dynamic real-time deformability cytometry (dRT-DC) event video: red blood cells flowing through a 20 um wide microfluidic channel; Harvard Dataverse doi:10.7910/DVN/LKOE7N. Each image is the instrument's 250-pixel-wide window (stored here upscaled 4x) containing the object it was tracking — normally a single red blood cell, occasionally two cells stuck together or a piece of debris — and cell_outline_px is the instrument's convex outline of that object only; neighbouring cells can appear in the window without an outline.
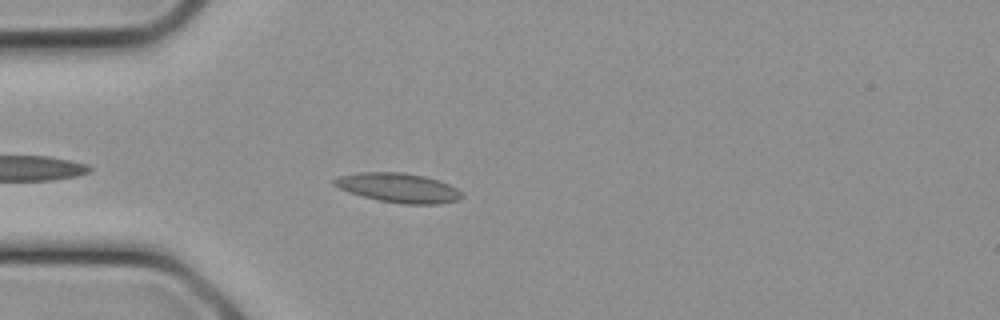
{"species": "common noctule bat (a hibernating species)", "species_latin": "Nyctalus noctula", "temperature_condition": "cold", "stored_images_in_passage": 9, "camera_frame_rate_fps": 3000, "um_per_image_px": 0.085, "animal": {"sex": "female", "body_mass_g": 21.9}, "frame": {"image": 1, "passage_image": 7, "time_ms": 2.0, "image_size_px": [1000, 320], "cell_outline_px": [[464, 196], [460, 200], [440, 204], [400, 204], [380, 200], [348, 192], [332, 184], [332, 180], [336, 176], [360, 172], [404, 172], [424, 176], [448, 184], [456, 188]], "centroid_in_image_um": [33.85, 15.96], "position_along_channel_um": 51.1, "area_um2": 21.91}}
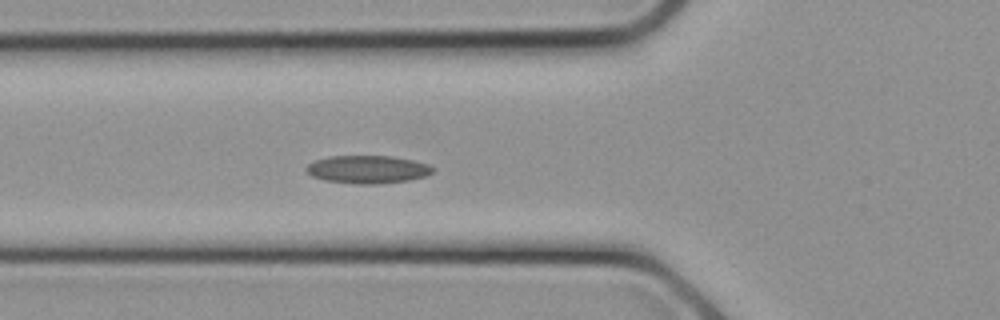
{"frame": {"image": 2, "passage_image": 9, "time_ms": 2.667, "image_size_px": [1000, 320], "cell_outline_px": [[436, 168], [428, 176], [408, 180], [380, 184], [356, 184], [324, 180], [312, 176], [304, 168], [308, 164], [316, 160], [332, 156], [392, 156], [412, 160], [428, 164]], "centroid_in_image_um": [31.28, 14.4], "position_along_channel_um": 94.5, "area_um2": 20.63}}